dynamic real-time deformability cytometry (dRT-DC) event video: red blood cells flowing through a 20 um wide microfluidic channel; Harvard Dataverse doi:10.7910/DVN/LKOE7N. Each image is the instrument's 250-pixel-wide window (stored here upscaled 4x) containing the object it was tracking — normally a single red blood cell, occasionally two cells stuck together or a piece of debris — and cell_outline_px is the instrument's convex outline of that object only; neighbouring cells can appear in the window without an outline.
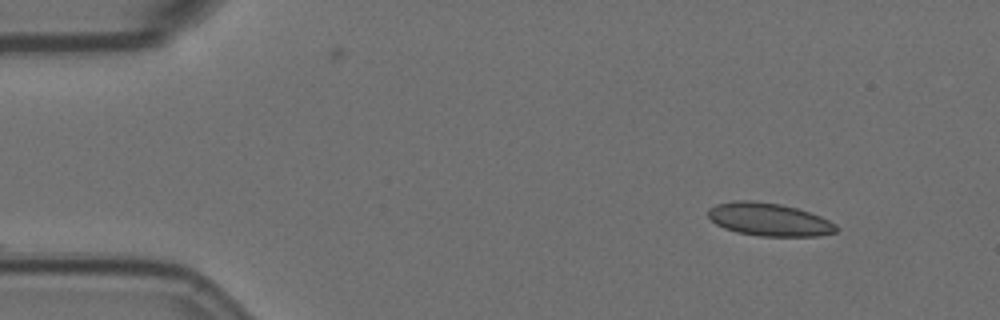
{"species": "Egyptian fruit bat (a non-hibernating species)", "species_latin": "Rousettus aegyptiacus", "temperature_condition": "room temperature", "stored_images_in_passage": 46, "camera_frame_rate_fps": 3000, "um_per_image_px": 0.085, "animal": {"sex": "female"}, "frame": {"image": 1, "passage_image": 1, "time_ms": 0.0, "image_size_px": [1000, 320], "cell_outline_px": [[840, 228], [836, 232], [820, 236], [760, 236], [736, 232], [724, 228], [716, 224], [708, 216], [708, 208], [716, 204], [736, 200], [752, 200], [780, 204], [796, 208], [820, 216], [836, 224]], "centroid_in_image_um": [65.37, 18.66], "position_along_channel_um": 19.6, "area_um2": 24.68}}
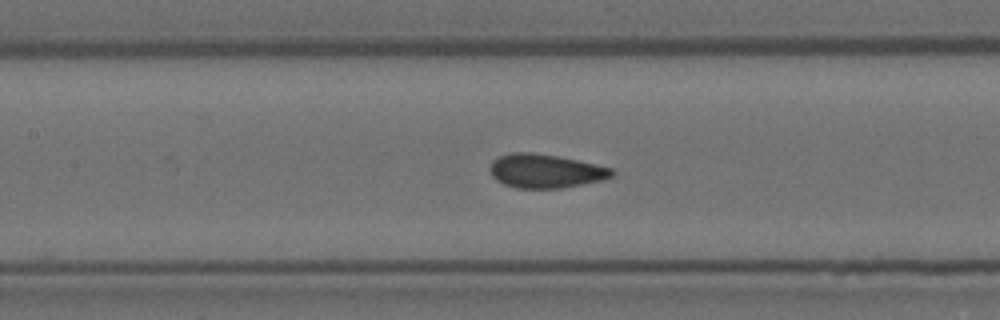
{"frame": {"image": 2, "passage_image": 20, "time_ms": 6.333, "image_size_px": [1000, 320], "cell_outline_px": [[616, 172], [612, 176], [604, 180], [560, 188], [516, 188], [504, 184], [496, 180], [492, 176], [488, 168], [492, 160], [500, 156], [512, 152], [528, 152], [556, 156], [576, 160], [612, 168]], "centroid_in_image_um": [46.34, 14.54], "position_along_channel_um": 161.1, "area_um2": 23.99}}
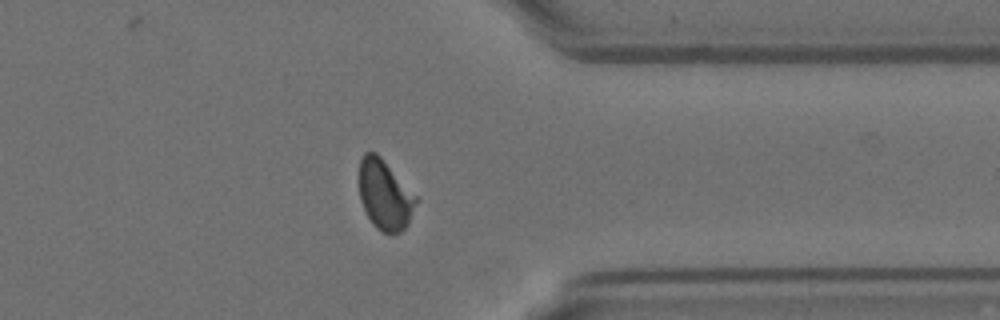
{"frame": {"image": 3, "passage_image": 39, "time_ms": 12.667, "image_size_px": [1000, 320], "cell_outline_px": [[420, 200], [408, 224], [400, 232], [380, 232], [372, 224], [360, 200], [360, 160], [364, 152], [376, 152], [380, 156]], "centroid_in_image_um": [32.73, 16.57], "position_along_channel_um": 378.7, "area_um2": 23.06}}